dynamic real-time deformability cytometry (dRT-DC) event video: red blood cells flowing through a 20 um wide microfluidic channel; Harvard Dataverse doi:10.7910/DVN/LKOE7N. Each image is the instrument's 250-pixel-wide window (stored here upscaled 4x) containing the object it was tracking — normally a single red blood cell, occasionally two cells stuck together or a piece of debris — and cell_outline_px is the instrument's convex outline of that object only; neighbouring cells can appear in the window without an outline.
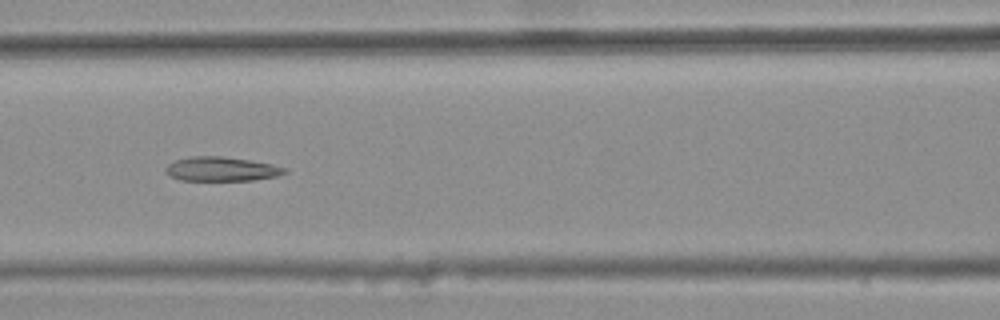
{"species": "common noctule bat (a hibernating species)", "species_latin": "Nyctalus noctula", "temperature_condition": "warm", "stored_images_in_passage": 7, "camera_frame_rate_fps": 3000, "um_per_image_px": 0.085, "animal": {"sex": "female", "body_mass_g": 25.1}, "frame": {"image": 1, "passage_image": 5, "time_ms": 1.333, "image_size_px": [1000, 320], "cell_outline_px": [[288, 172], [276, 176], [252, 180], [180, 180], [172, 176], [164, 168], [168, 164], [176, 160], [192, 156], [220, 156], [248, 160], [272, 164], [288, 168]], "centroid_in_image_um": [18.85, 14.36], "position_along_channel_um": 147.7, "area_um2": 16.59}}
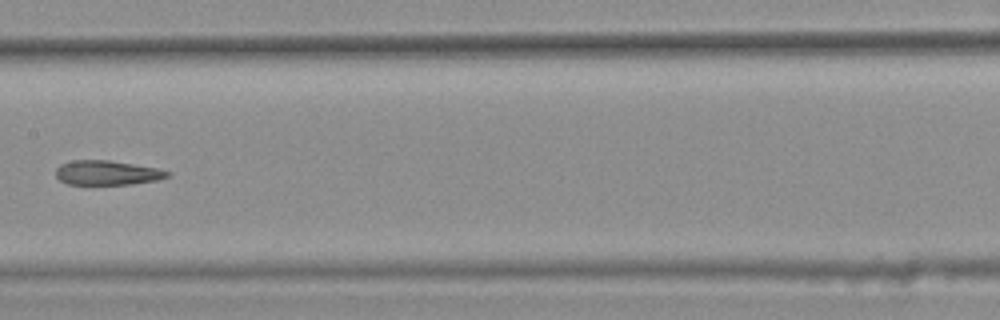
{"frame": {"image": 2, "passage_image": 6, "time_ms": 1.667, "image_size_px": [1000, 320], "cell_outline_px": [[172, 172], [168, 176], [156, 180], [132, 184], [68, 184], [60, 180], [56, 176], [56, 168], [60, 164], [72, 160], [108, 160], [156, 168]], "centroid_in_image_um": [9.08, 14.68], "position_along_channel_um": 198.3, "area_um2": 15.78}}
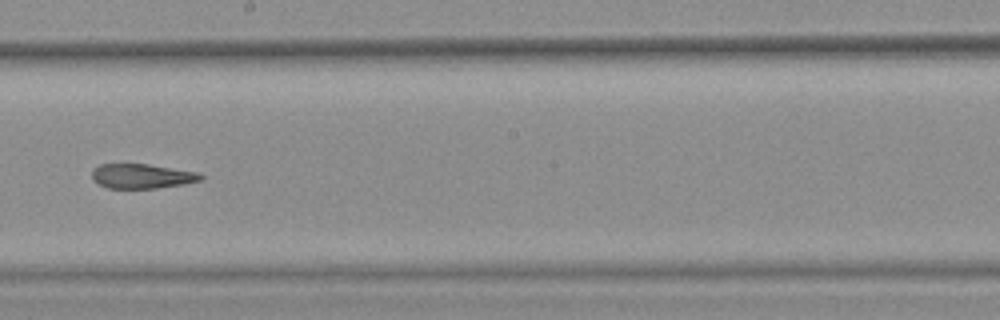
{"frame": {"image": 3, "passage_image": 7, "time_ms": 2.0, "image_size_px": [1000, 320], "cell_outline_px": [[204, 176], [200, 180], [184, 184], [156, 188], [108, 188], [92, 180], [92, 168], [100, 164], [148, 164], [200, 172]], "centroid_in_image_um": [12.06, 14.96], "position_along_channel_um": 236.1, "area_um2": 15.66}}